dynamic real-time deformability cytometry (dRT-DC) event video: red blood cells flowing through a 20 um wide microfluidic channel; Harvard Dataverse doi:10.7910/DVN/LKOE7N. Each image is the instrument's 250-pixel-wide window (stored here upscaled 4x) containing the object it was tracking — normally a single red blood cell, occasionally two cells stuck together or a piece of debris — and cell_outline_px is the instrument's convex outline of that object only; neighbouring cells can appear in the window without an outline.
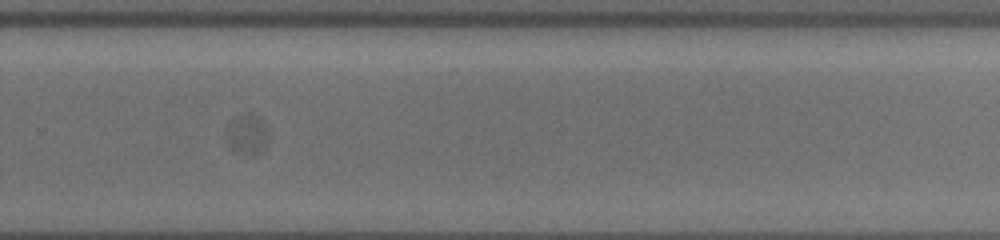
{"species": "common noctule bat (a hibernating species)", "species_latin": "Nyctalus noctula", "temperature_condition": "cold", "stored_images_in_passage": 16, "segment_of_instrument_passage": [3, 3], "camera_frame_rate_fps": 3000, "um_per_image_px": 0.085, "animal": {"sex": "female", "body_mass_g": 19.5, "forearm_length_mm": 54.1}, "frame": {"image": 1, "passage_image": 11, "time_ms": 9.0, "image_size_px": [1000, 240], "cell_outline_px": [[268, 140], [264, 148], [256, 156], [244, 156], [236, 152], [228, 144], [224, 132], [228, 124], [236, 116], [244, 112], [252, 112], [264, 120], [268, 132]], "centroid_in_image_um": [21.0, 11.41], "position_along_channel_um": 308.8, "area_um2": 10.52}}
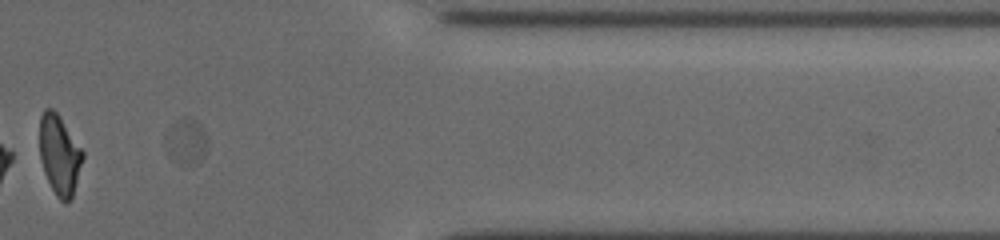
{"frame": {"image": 2, "passage_image": 14, "time_ms": 11.667, "image_size_px": [1000, 240], "cell_outline_px": [[208, 136], [204, 156], [196, 164], [176, 160], [164, 148], [164, 136], [172, 124], [184, 116], [188, 116], [196, 120], [204, 128]], "centroid_in_image_um": [15.83, 11.94], "position_along_channel_um": 395.6, "area_um2": 11.16}}